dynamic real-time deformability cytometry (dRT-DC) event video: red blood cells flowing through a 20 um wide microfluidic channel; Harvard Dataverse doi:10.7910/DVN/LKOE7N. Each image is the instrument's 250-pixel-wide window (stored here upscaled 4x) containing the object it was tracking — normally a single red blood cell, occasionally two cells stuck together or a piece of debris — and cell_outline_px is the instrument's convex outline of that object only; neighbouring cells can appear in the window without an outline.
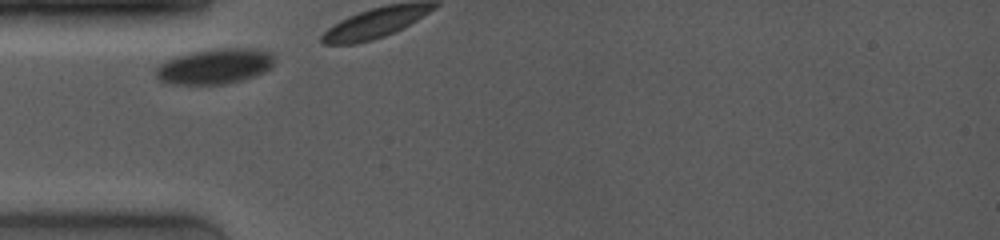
{"species": "common noctule bat (a hibernating species)", "species_latin": "Nyctalus noctula", "temperature_condition": "room temperature", "stored_images_in_passage": 16, "camera_frame_rate_fps": 4000, "um_per_image_px": 0.085, "animal": {"sex": "female", "body_mass_g": 19.0, "forearm_length_mm": 53.3}, "frame": {"image": 1, "passage_image": 1, "time_ms": 0.0, "image_size_px": [1000, 240], "cell_outline_px": [[276, 60], [264, 72], [240, 80], [224, 84], [172, 84], [160, 80], [156, 76], [156, 68], [160, 64], [176, 56], [192, 52], [212, 48], [252, 48], [272, 52]], "centroid_in_image_um": [18.27, 5.62], "position_along_channel_um": 66.7, "area_um2": 24.28}}
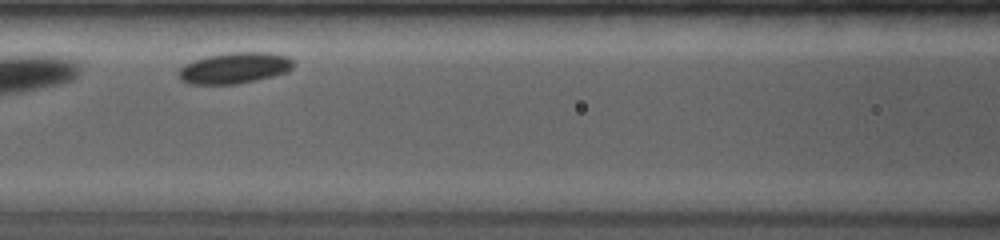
{"frame": {"image": 2, "passage_image": 5, "time_ms": 2.75, "image_size_px": [1000, 240], "cell_outline_px": [[292, 68], [288, 72], [256, 80], [236, 84], [188, 84], [180, 80], [176, 76], [180, 68], [184, 64], [208, 56], [228, 52], [268, 52], [288, 56], [292, 60]], "centroid_in_image_um": [19.91, 5.78], "position_along_channel_um": 146.7, "area_um2": 20.87}}